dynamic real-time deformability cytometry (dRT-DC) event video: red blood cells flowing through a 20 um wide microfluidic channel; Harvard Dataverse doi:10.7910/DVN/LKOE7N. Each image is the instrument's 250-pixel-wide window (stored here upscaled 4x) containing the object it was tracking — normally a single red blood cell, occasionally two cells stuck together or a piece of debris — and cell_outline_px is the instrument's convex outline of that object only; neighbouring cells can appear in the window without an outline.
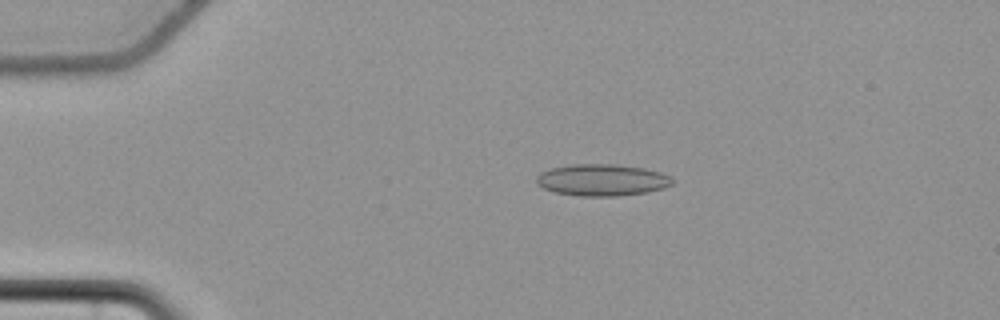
{"species": "common noctule bat (a hibernating species)", "species_latin": "Nyctalus noctula", "temperature_condition": "cold", "stored_images_in_passage": 48, "camera_frame_rate_fps": 3000, "um_per_image_px": 0.085, "animal": {"sex": "female", "body_mass_g": 22.7, "forearm_length_mm": 54.2}, "frame": {"image": 1, "passage_image": 4, "time_ms": 1.0, "image_size_px": [1000, 320], "cell_outline_px": [[672, 184], [664, 188], [648, 192], [616, 196], [580, 196], [556, 192], [544, 188], [536, 184], [536, 176], [540, 172], [552, 168], [572, 164], [616, 164], [644, 168], [660, 172], [668, 176], [672, 180]], "centroid_in_image_um": [51.15, 15.3], "position_along_channel_um": 33.8, "area_um2": 25.09}}
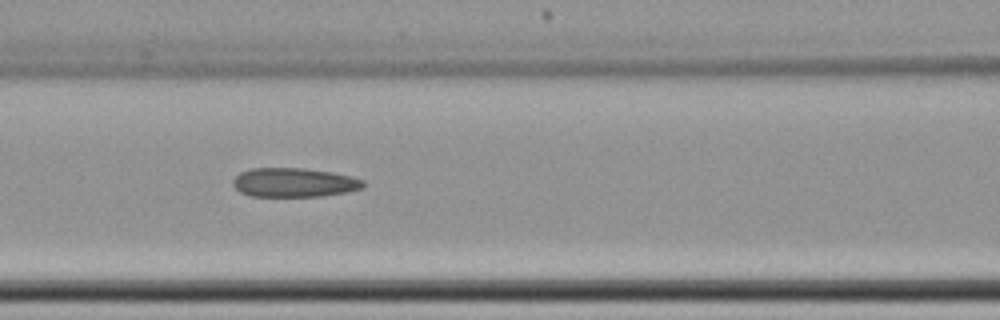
{"frame": {"image": 2, "passage_image": 17, "time_ms": 5.333, "image_size_px": [1000, 320], "cell_outline_px": [[364, 188], [348, 192], [320, 196], [252, 196], [240, 192], [232, 184], [232, 180], [240, 172], [252, 168], [304, 168], [332, 172], [352, 176], [364, 180]], "centroid_in_image_um": [25.02, 15.51], "position_along_channel_um": 141.6, "area_um2": 22.2}}
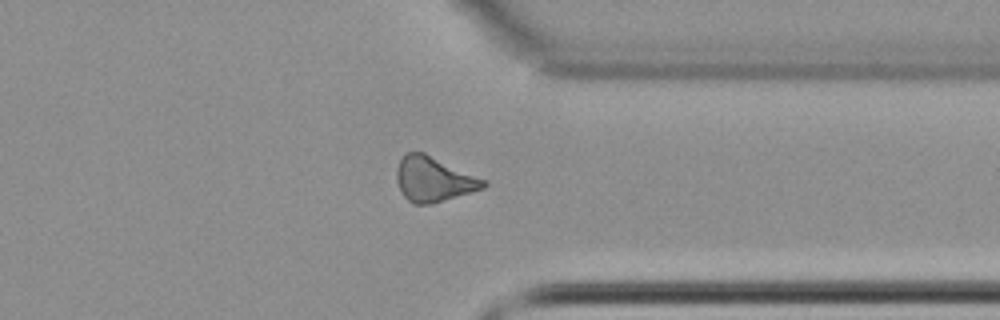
{"frame": {"image": 3, "passage_image": 36, "time_ms": 11.667, "image_size_px": [1000, 320], "cell_outline_px": [[488, 184], [484, 188], [472, 192], [432, 204], [412, 204], [404, 196], [396, 180], [396, 168], [404, 152], [424, 152], [488, 180]], "centroid_in_image_um": [36.88, 15.23], "position_along_channel_um": 374.5, "area_um2": 23.0}, "authors_computed_cell_mechanics": {"area_um2": 22.6576, "velocity_mm_per_s": 3.7136, "shape_relaxation_time_tau1_ms": null, "shape_relaxation_time_tau2_ms": 4.1233, "deformation_change_tau1": null, "deformation_change_tau2": 0.113}}